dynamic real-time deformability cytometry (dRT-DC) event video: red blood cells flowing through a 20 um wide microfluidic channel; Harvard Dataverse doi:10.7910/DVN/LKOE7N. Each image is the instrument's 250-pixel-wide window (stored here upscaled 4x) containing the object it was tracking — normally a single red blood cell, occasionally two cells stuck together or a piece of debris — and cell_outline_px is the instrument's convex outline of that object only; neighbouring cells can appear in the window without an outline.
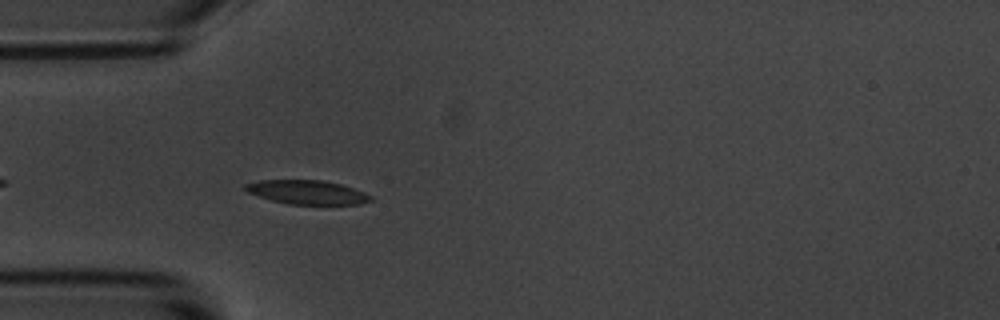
{"species": "common noctule bat (a hibernating species)", "species_latin": "Nyctalus noctula", "temperature_condition": "room temperature", "stored_images_in_passage": 7, "camera_frame_rate_fps": 3000, "um_per_image_px": 0.085, "animal": {"sex": "male", "body_mass_g": 20.1, "forearm_length_mm": 53.5}, "frame": {"image": 1, "passage_image": 4, "time_ms": 1.0, "image_size_px": [1000, 320], "cell_outline_px": [[372, 200], [360, 204], [288, 204], [272, 200], [248, 192], [244, 188], [244, 184], [260, 180], [320, 180], [340, 184], [364, 192], [372, 196]], "centroid_in_image_um": [26.11, 16.34], "position_along_channel_um": 58.9, "area_um2": 17.28}}